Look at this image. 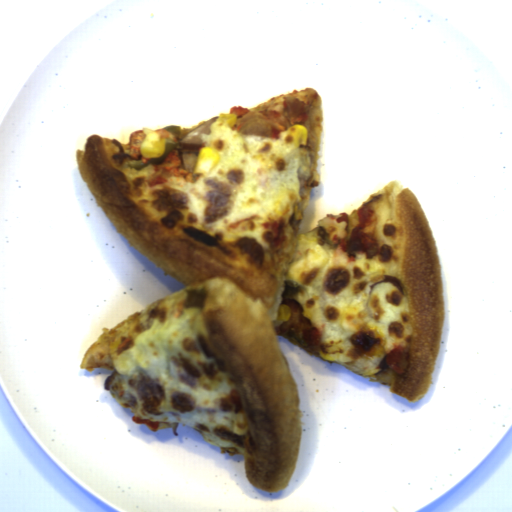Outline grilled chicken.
Wrapping results in <instances>:
<instances>
[{
	"label": "grilled chicken",
	"instance_id": "obj_1",
	"mask_svg": "<svg viewBox=\"0 0 512 512\" xmlns=\"http://www.w3.org/2000/svg\"><path fill=\"white\" fill-rule=\"evenodd\" d=\"M280 306H288L291 310L288 321H283L275 328L276 335H282L308 355H319L322 333L326 325L315 327L311 318L303 315L302 305L295 299H284Z\"/></svg>",
	"mask_w": 512,
	"mask_h": 512
},
{
	"label": "grilled chicken",
	"instance_id": "obj_2",
	"mask_svg": "<svg viewBox=\"0 0 512 512\" xmlns=\"http://www.w3.org/2000/svg\"><path fill=\"white\" fill-rule=\"evenodd\" d=\"M356 213L358 224L353 229L350 239H338L334 235L332 241L342 249L350 262L356 261L355 254L358 251L365 254V259L370 260L377 255L381 262H389L392 257V250L384 246L380 248L377 241L364 232V229L369 227L375 218L374 210L364 206L356 210Z\"/></svg>",
	"mask_w": 512,
	"mask_h": 512
},
{
	"label": "grilled chicken",
	"instance_id": "obj_3",
	"mask_svg": "<svg viewBox=\"0 0 512 512\" xmlns=\"http://www.w3.org/2000/svg\"><path fill=\"white\" fill-rule=\"evenodd\" d=\"M261 119L270 124V135L275 139L280 138L283 131H288L291 126L301 125L306 120L308 112L304 103L297 97H283L281 111L262 110L259 112Z\"/></svg>",
	"mask_w": 512,
	"mask_h": 512
},
{
	"label": "grilled chicken",
	"instance_id": "obj_4",
	"mask_svg": "<svg viewBox=\"0 0 512 512\" xmlns=\"http://www.w3.org/2000/svg\"><path fill=\"white\" fill-rule=\"evenodd\" d=\"M156 131L160 133V139H170L178 143V139L176 137V134H173L169 130L162 129H149V128H142L138 131H133L129 135V149H130V158H132L134 161H141L143 164H147L149 160H151V157H143L141 145L143 140L146 138L147 134L150 132Z\"/></svg>",
	"mask_w": 512,
	"mask_h": 512
},
{
	"label": "grilled chicken",
	"instance_id": "obj_5",
	"mask_svg": "<svg viewBox=\"0 0 512 512\" xmlns=\"http://www.w3.org/2000/svg\"><path fill=\"white\" fill-rule=\"evenodd\" d=\"M152 166L155 172H168L174 177H181L186 182H193L192 173L184 169L181 156L175 148L166 155L160 164H152Z\"/></svg>",
	"mask_w": 512,
	"mask_h": 512
},
{
	"label": "grilled chicken",
	"instance_id": "obj_6",
	"mask_svg": "<svg viewBox=\"0 0 512 512\" xmlns=\"http://www.w3.org/2000/svg\"><path fill=\"white\" fill-rule=\"evenodd\" d=\"M263 229H269L272 233L271 241L269 247L272 251H279L284 240H285V228H286V221L285 219H278L274 222L270 223H262Z\"/></svg>",
	"mask_w": 512,
	"mask_h": 512
},
{
	"label": "grilled chicken",
	"instance_id": "obj_7",
	"mask_svg": "<svg viewBox=\"0 0 512 512\" xmlns=\"http://www.w3.org/2000/svg\"><path fill=\"white\" fill-rule=\"evenodd\" d=\"M228 399L234 405V413H238L241 410L242 406H243L242 399H241L239 391H236V390L232 389L230 391V396L228 397Z\"/></svg>",
	"mask_w": 512,
	"mask_h": 512
},
{
	"label": "grilled chicken",
	"instance_id": "obj_8",
	"mask_svg": "<svg viewBox=\"0 0 512 512\" xmlns=\"http://www.w3.org/2000/svg\"><path fill=\"white\" fill-rule=\"evenodd\" d=\"M249 110L250 109L241 106H234L230 108L229 115H235V120L241 119L242 117L248 114Z\"/></svg>",
	"mask_w": 512,
	"mask_h": 512
},
{
	"label": "grilled chicken",
	"instance_id": "obj_9",
	"mask_svg": "<svg viewBox=\"0 0 512 512\" xmlns=\"http://www.w3.org/2000/svg\"><path fill=\"white\" fill-rule=\"evenodd\" d=\"M132 344V340L130 338H127L124 342H122L120 345L117 346L118 353H122L130 348Z\"/></svg>",
	"mask_w": 512,
	"mask_h": 512
},
{
	"label": "grilled chicken",
	"instance_id": "obj_10",
	"mask_svg": "<svg viewBox=\"0 0 512 512\" xmlns=\"http://www.w3.org/2000/svg\"><path fill=\"white\" fill-rule=\"evenodd\" d=\"M337 223L346 222V227L344 230H347L349 226V217L348 214L341 212L340 217L336 219Z\"/></svg>",
	"mask_w": 512,
	"mask_h": 512
}]
</instances>
